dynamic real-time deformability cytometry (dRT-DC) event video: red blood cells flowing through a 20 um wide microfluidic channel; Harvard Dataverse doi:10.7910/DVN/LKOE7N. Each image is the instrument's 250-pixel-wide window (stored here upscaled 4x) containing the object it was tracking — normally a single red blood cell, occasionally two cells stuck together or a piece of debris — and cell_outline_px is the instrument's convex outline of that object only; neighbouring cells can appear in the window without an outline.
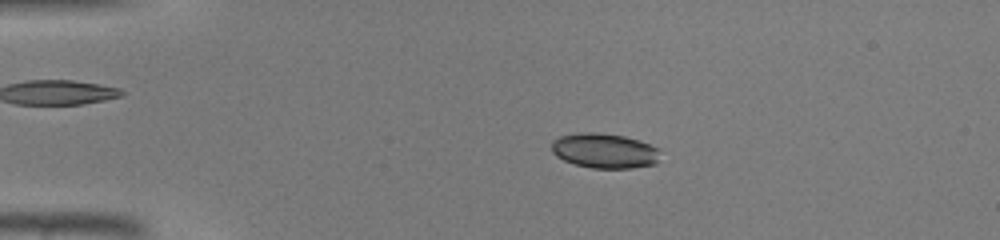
{"species": "common noctule bat (a hibernating species)", "species_latin": "Nyctalus noctula", "temperature_condition": "warm", "stored_images_in_passage": 42, "camera_frame_rate_fps": 3000, "um_per_image_px": 0.085, "animal": {"sex": "male", "body_mass_g": 19.0, "forearm_length_mm": 50.8}, "frame": {"image": 1, "passage_image": 6, "time_ms": 1.667, "image_size_px": [1000, 240], "cell_outline_px": [[660, 148], [656, 164], [632, 168], [592, 168], [576, 164], [564, 160], [556, 156], [552, 152], [552, 140], [560, 136], [576, 132], [592, 132], [624, 136], [640, 140]], "centroid_in_image_um": [51.38, 12.8], "position_along_channel_um": 33.6, "area_um2": 22.2}}
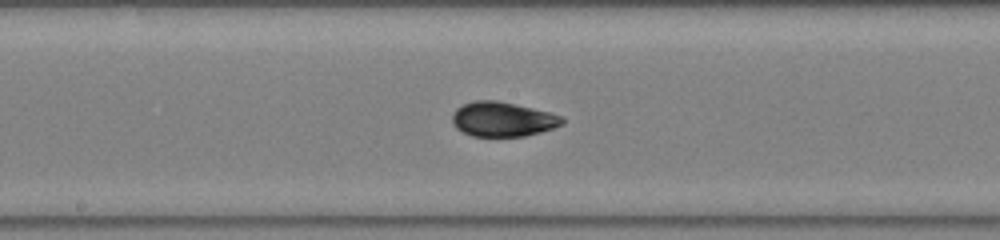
{"frame": {"image": 2, "passage_image": 21, "time_ms": 6.667, "image_size_px": [1000, 240], "cell_outline_px": [[564, 124], [540, 132], [524, 136], [472, 136], [456, 128], [452, 120], [452, 112], [456, 108], [472, 100], [496, 100], [552, 112], [560, 116], [564, 120]], "centroid_in_image_um": [42.72, 10.12], "position_along_channel_um": 205.5, "area_um2": 22.2}}
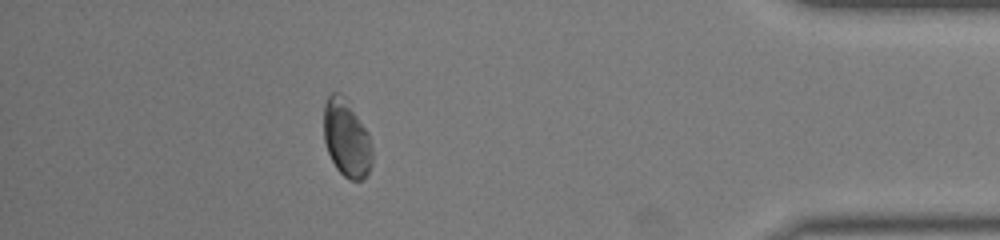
{"frame": {"image": 3, "passage_image": 37, "time_ms": 12.0, "image_size_px": [1000, 240], "cell_outline_px": [[372, 164], [364, 180], [352, 180], [344, 176], [336, 168], [328, 152], [324, 140], [324, 104], [328, 96], [332, 92], [340, 92], [344, 96], [368, 132], [372, 144]], "centroid_in_image_um": [29.46, 11.76], "position_along_channel_um": 405.7, "area_um2": 21.85}}